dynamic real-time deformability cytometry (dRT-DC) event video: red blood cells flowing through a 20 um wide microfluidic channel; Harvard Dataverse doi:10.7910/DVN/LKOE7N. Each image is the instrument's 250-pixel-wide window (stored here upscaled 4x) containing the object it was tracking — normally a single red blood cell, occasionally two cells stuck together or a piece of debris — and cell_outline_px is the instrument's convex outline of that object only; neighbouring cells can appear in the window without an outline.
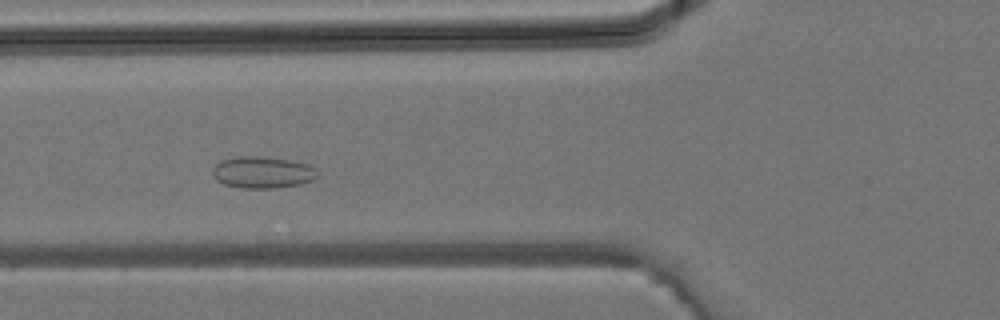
{"species": "common noctule bat (a hibernating species)", "species_latin": "Nyctalus noctula", "temperature_condition": "room temperature", "stored_images_in_passage": 21, "camera_frame_rate_fps": 3000, "um_per_image_px": 0.085, "animal": {"sex": "male", "body_mass_g": 19.2, "forearm_length_mm": 51.8}, "frame": {"image": 1, "passage_image": 6, "time_ms": 1.667, "image_size_px": [1000, 320], "cell_outline_px": [[316, 176], [312, 180], [300, 184], [272, 188], [244, 188], [224, 184], [216, 180], [212, 176], [212, 168], [220, 160], [236, 156], [260, 156], [288, 160], [308, 164], [316, 168]], "centroid_in_image_um": [22.26, 14.64], "position_along_channel_um": 103.5, "area_um2": 19.36}}
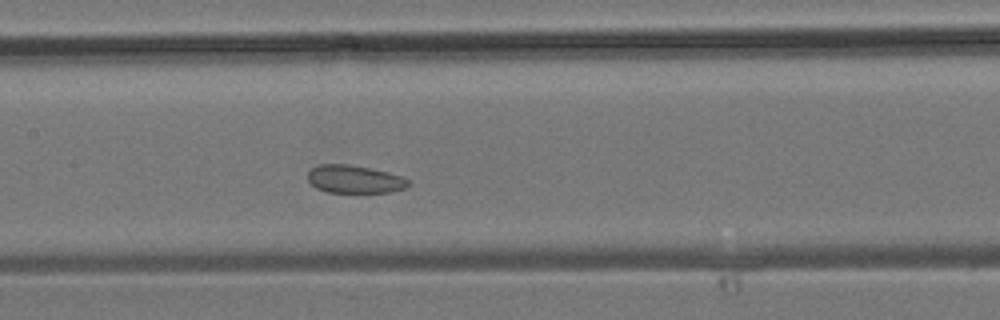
{"frame": {"image": 2, "passage_image": 10, "time_ms": 3.0, "image_size_px": [1000, 320], "cell_outline_px": [[408, 184], [404, 188], [388, 192], [328, 192], [316, 188], [308, 180], [308, 172], [312, 168], [320, 164], [348, 164], [372, 168], [388, 172], [400, 176], [408, 180]], "centroid_in_image_um": [30.1, 15.22], "position_along_channel_um": 177.3, "area_um2": 16.18}}
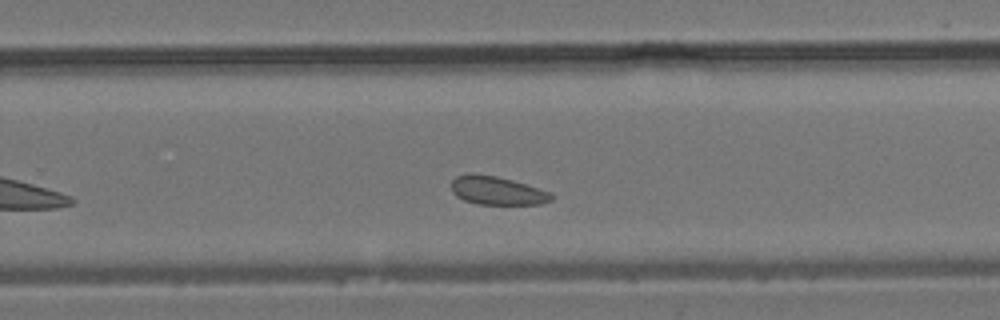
{"frame": {"image": 3, "passage_image": 16, "time_ms": 5.0, "image_size_px": [1000, 320], "cell_outline_px": [[552, 200], [540, 204], [476, 204], [464, 200], [456, 196], [452, 192], [452, 180], [456, 176], [468, 172], [472, 172], [496, 176], [512, 180], [552, 192]], "centroid_in_image_um": [42.22, 16.19], "position_along_channel_um": 287.6, "area_um2": 16.7}}